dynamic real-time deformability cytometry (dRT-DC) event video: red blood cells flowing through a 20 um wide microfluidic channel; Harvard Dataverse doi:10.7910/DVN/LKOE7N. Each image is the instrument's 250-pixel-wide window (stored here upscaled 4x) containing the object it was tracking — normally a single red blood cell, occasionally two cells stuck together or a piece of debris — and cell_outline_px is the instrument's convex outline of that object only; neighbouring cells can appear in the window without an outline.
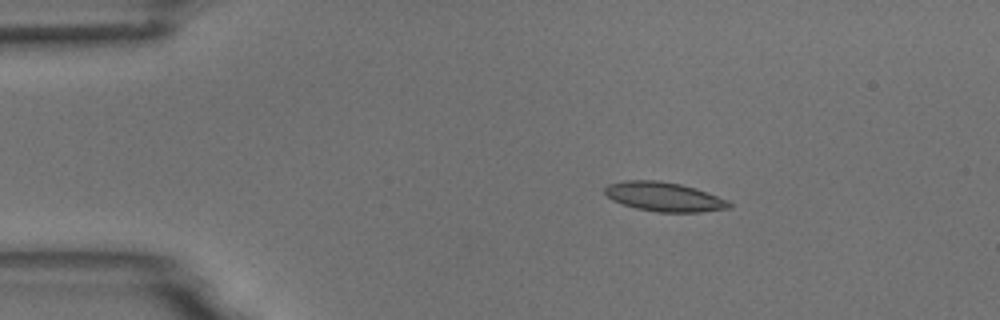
{"species": "common noctule bat (a hibernating species)", "species_latin": "Nyctalus noctula", "temperature_condition": "room temperature", "stored_images_in_passage": 4, "camera_frame_rate_fps": 3000, "um_per_image_px": 0.085, "animal": {"sex": "male", "body_mass_g": 18.8}, "frame": {"image": 1, "passage_image": 1, "time_ms": 0.0, "image_size_px": [1000, 320], "cell_outline_px": [[732, 208], [700, 212], [656, 212], [636, 208], [612, 200], [604, 192], [604, 188], [608, 184], [624, 180], [656, 180], [680, 184], [696, 188], [728, 200], [732, 204]], "centroid_in_image_um": [56.46, 16.72], "position_along_channel_um": 28.5, "area_um2": 21.21}}
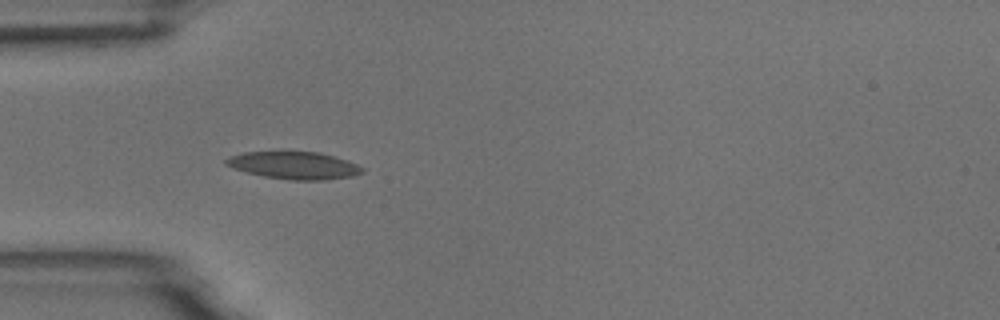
{"frame": {"image": 2, "passage_image": 3, "time_ms": 0.667, "image_size_px": [1000, 320], "cell_outline_px": [[364, 172], [352, 176], [324, 180], [288, 180], [264, 176], [232, 168], [224, 164], [224, 160], [232, 156], [244, 152], [320, 152], [348, 160], [364, 168]], "centroid_in_image_um": [25.02, 14.06], "position_along_channel_um": 60.0, "area_um2": 21.68}}